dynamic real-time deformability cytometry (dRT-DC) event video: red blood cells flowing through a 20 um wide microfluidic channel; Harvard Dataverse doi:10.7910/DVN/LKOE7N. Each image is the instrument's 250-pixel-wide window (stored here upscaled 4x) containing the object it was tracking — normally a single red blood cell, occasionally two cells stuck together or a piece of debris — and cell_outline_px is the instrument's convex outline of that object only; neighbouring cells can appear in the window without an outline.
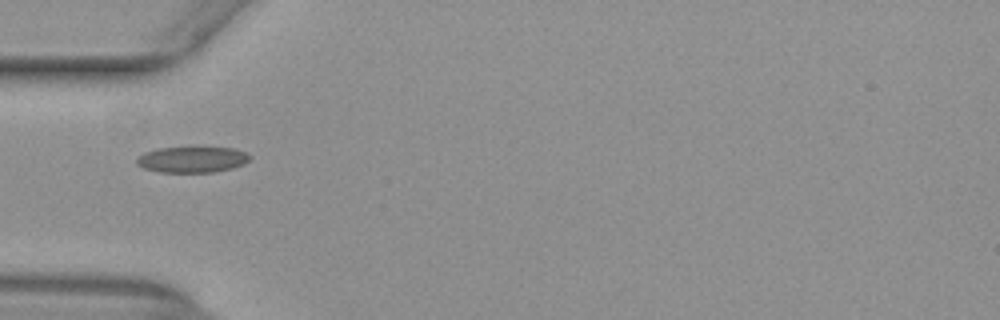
{"species": "common noctule bat (a hibernating species)", "species_latin": "Nyctalus noctula", "temperature_condition": "warm", "stored_images_in_passage": 31, "camera_frame_rate_fps": 3000, "um_per_image_px": 0.085, "animal": {"sex": "female", "body_mass_g": 29.2, "forearm_length_mm": 56.3}, "frame": {"image": 1, "passage_image": 2, "time_ms": 0.333, "image_size_px": [1000, 320], "cell_outline_px": [[252, 156], [244, 164], [232, 168], [212, 172], [160, 172], [144, 168], [136, 164], [136, 156], [144, 152], [160, 148], [196, 144], [232, 148], [248, 152]], "centroid_in_image_um": [16.35, 13.5], "position_along_channel_um": 68.7, "area_um2": 18.09}}
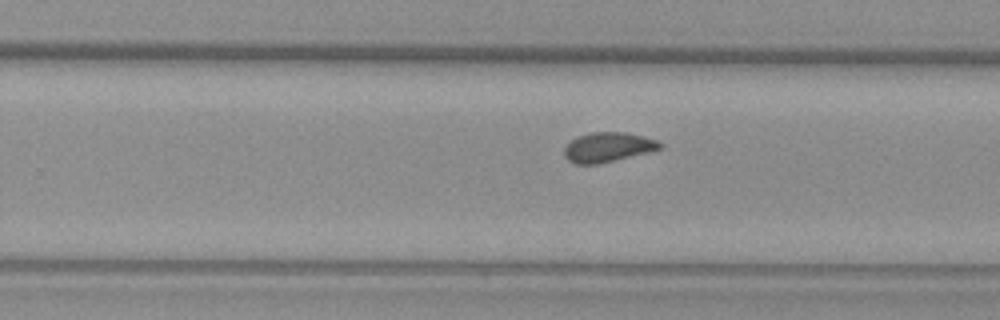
{"frame": {"image": 2, "passage_image": 18, "time_ms": 5.667, "image_size_px": [1000, 320], "cell_outline_px": [[664, 144], [660, 148], [648, 152], [596, 164], [576, 164], [568, 160], [564, 156], [564, 148], [576, 136], [592, 132], [624, 132], [644, 136], [656, 140]], "centroid_in_image_um": [51.65, 12.5], "position_along_channel_um": 278.2, "area_um2": 16.36}}
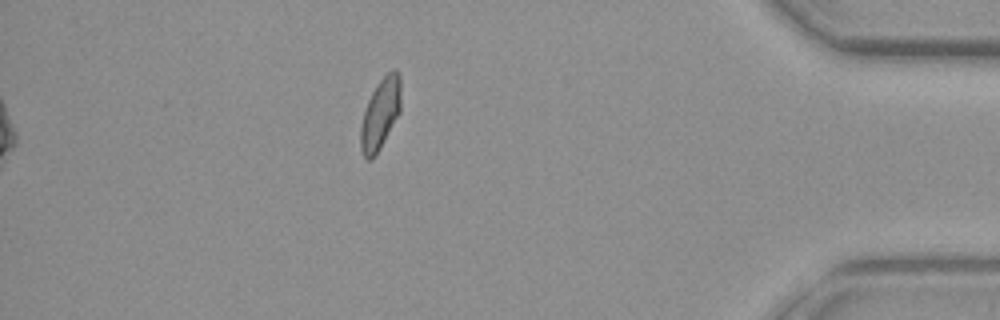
{"frame": {"image": 3, "passage_image": 31, "time_ms": 10.0, "image_size_px": [1000, 320], "cell_outline_px": [[400, 112], [380, 148], [372, 160], [368, 160], [364, 156], [360, 148], [360, 128], [364, 112], [368, 100], [376, 84], [392, 68], [396, 68], [400, 72]], "centroid_in_image_um": [32.33, 9.65], "position_along_channel_um": 402.9, "area_um2": 16.65}, "authors_computed_cell_mechanics": {"area_um2": 16.6464, "velocity_mm_per_s": 3.9285, "shape_relaxation_time_tau1_ms": 3.5634, "shape_relaxation_time_tau2_ms": 1.142, "deformation_change_tau1": 0.1005, "deformation_change_tau2": 0.063}}